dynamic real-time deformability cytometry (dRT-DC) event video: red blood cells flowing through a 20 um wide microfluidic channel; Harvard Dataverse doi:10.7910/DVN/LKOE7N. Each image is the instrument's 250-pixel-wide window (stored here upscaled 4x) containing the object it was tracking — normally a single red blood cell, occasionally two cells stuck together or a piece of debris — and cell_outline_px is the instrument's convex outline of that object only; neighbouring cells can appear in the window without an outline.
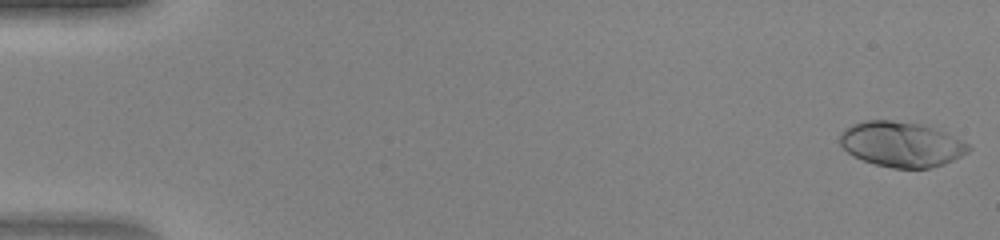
{"species": "human", "species_latin": "Homo sapiens", "temperature_condition": "warm", "stored_images_in_passage": 47, "camera_frame_rate_fps": 3000, "um_per_image_px": 0.085, "donor": {"sex": "female"}, "frame": {"image": 1, "passage_image": 1, "time_ms": 0.0, "image_size_px": [1000, 240], "cell_outline_px": [[972, 148], [968, 152], [944, 164], [928, 168], [892, 168], [876, 164], [852, 156], [840, 144], [840, 132], [844, 128], [852, 124], [864, 120], [888, 120], [924, 124], [944, 132], [968, 144]], "centroid_in_image_um": [76.59, 12.25], "position_along_channel_um": 8.4, "area_um2": 33.76}}
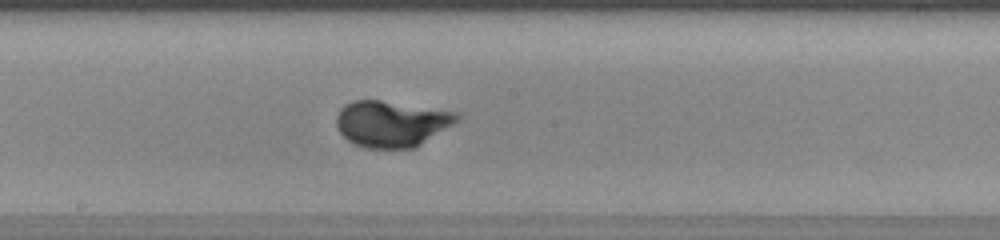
{"frame": {"image": 2, "passage_image": 26, "time_ms": 8.333, "image_size_px": [1000, 240], "cell_outline_px": [[460, 120], [416, 148], [368, 148], [356, 144], [348, 140], [340, 132], [336, 124], [336, 116], [340, 108], [344, 104], [352, 100], [380, 100], [456, 112], [460, 116]], "centroid_in_image_um": [33.28, 10.51], "position_along_channel_um": 214.9, "area_um2": 32.43}}
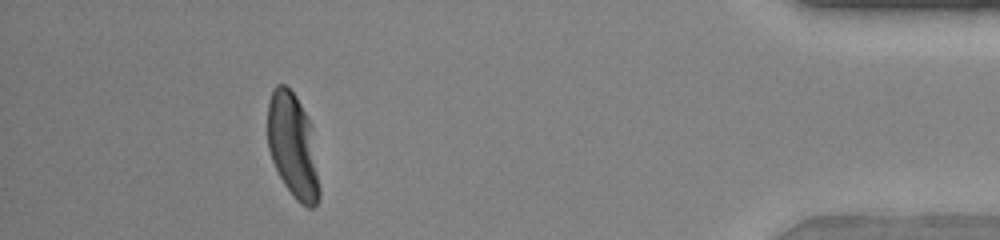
{"frame": {"image": 3, "passage_image": 43, "time_ms": 14.0, "image_size_px": [1000, 240], "cell_outline_px": [[320, 196], [316, 204], [312, 208], [308, 208], [300, 204], [296, 200], [284, 184], [272, 160], [268, 148], [268, 100], [272, 88], [276, 84], [284, 84], [296, 96], [308, 120], [320, 188]], "centroid_in_image_um": [24.86, 12.41], "position_along_channel_um": 410.3, "area_um2": 30.92}}